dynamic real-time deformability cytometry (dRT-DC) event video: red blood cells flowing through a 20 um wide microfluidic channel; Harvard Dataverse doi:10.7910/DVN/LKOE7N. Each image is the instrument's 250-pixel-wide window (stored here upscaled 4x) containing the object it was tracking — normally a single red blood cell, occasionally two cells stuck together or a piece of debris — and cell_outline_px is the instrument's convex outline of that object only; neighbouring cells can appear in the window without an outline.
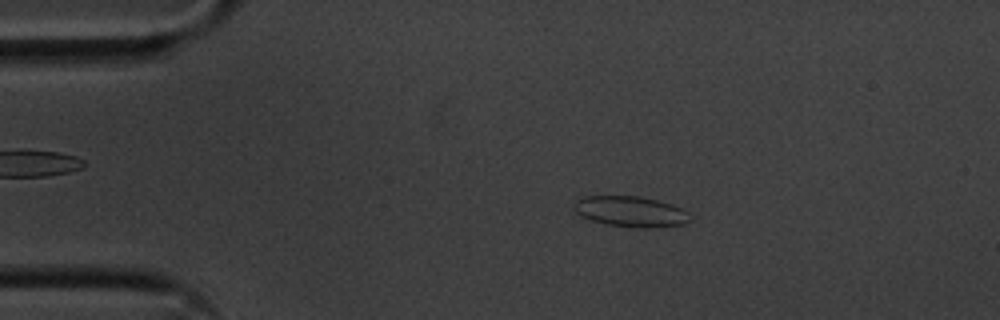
{"species": "common noctule bat (a hibernating species)", "species_latin": "Nyctalus noctula", "temperature_condition": "cold", "stored_images_in_passage": 54, "camera_frame_rate_fps": 3000, "um_per_image_px": 0.085, "animal": {"sex": "male", "body_mass_g": 20.1, "forearm_length_mm": 53.5}, "frame": {"image": 1, "passage_image": 9, "time_ms": 2.667, "image_size_px": [1000, 320], "cell_outline_px": [[692, 220], [684, 224], [648, 228], [636, 228], [608, 224], [592, 220], [580, 216], [572, 212], [576, 200], [588, 196], [640, 196], [672, 204], [688, 212], [692, 216]], "centroid_in_image_um": [53.62, 17.98], "position_along_channel_um": 31.4, "area_um2": 20.81}}
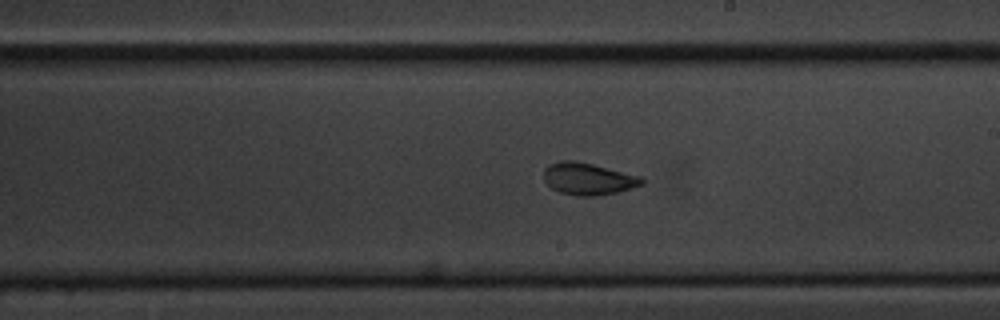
{"frame": {"image": 2, "passage_image": 30, "time_ms": 9.667, "image_size_px": [1000, 320], "cell_outline_px": [[644, 184], [620, 192], [596, 196], [576, 196], [560, 192], [552, 188], [544, 180], [544, 168], [548, 164], [560, 160], [572, 160], [592, 164], [640, 176], [644, 180]], "centroid_in_image_um": [49.98, 15.2], "position_along_channel_um": 239.0, "area_um2": 18.38}}
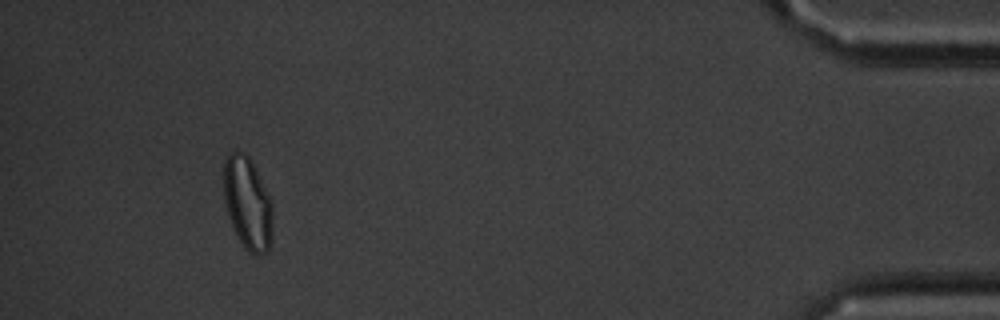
{"frame": {"image": 3, "passage_image": 50, "time_ms": 16.333, "image_size_px": [1000, 320], "cell_outline_px": [[272, 240], [268, 252], [260, 256], [252, 256], [244, 248], [236, 236], [224, 200], [224, 160], [236, 148], [244, 152], [248, 156], [272, 204]], "centroid_in_image_um": [21.05, 17.35], "position_along_channel_um": 414.2, "area_um2": 26.36}, "authors_computed_cell_mechanics": {"area_um2": 19.7098, "velocity_mm_per_s": 3.5988, "shape_relaxation_time_tau1_ms": 2.8745, "shape_relaxation_time_tau2_ms": 1.204, "deformation_change_tau1": 0.1239, "deformation_change_tau2": 0.0623}}